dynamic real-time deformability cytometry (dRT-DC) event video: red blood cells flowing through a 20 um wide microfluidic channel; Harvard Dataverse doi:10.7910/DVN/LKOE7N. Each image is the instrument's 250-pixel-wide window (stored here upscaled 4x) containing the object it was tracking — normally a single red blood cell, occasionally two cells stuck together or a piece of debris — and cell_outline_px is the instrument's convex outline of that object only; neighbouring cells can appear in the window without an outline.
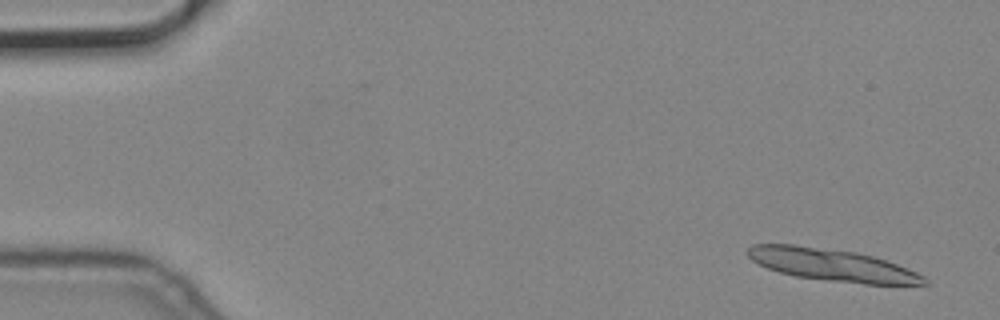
{"species": "common noctule bat (a hibernating species)", "species_latin": "Nyctalus noctula", "temperature_condition": "cold", "stored_images_in_passage": 2, "camera_frame_rate_fps": 3000, "um_per_image_px": 0.085, "animal": {"sex": "male", "body_mass_g": 19.2, "forearm_length_mm": 51.8}, "frame": {"image": 1, "passage_image": 2, "time_ms": 0.333, "image_size_px": [1000, 320], "cell_outline_px": [[928, 284], [864, 284], [828, 280], [796, 276], [780, 272], [768, 268], [752, 260], [748, 256], [748, 248], [752, 244], [796, 244], [856, 252], [872, 256], [896, 264], [916, 272], [924, 276], [928, 280]], "centroid_in_image_um": [70.72, 22.51], "position_along_channel_um": 14.3, "area_um2": 32.77}}